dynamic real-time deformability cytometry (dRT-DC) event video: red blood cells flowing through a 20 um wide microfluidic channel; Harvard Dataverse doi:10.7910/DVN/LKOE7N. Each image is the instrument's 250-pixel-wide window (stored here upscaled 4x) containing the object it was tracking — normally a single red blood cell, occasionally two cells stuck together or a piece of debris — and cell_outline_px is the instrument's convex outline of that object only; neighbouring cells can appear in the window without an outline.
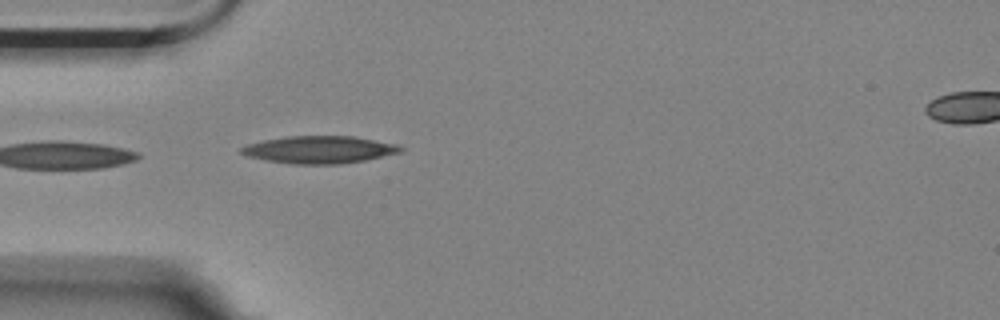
{"species": "Egyptian fruit bat (a non-hibernating species)", "species_latin": "Rousettus aegyptiacus", "temperature_condition": "room temperature", "stored_images_in_passage": 2, "segment_of_instrument_passage": [1, 2], "camera_frame_rate_fps": 3000, "um_per_image_px": 0.085, "animal": {"sex": "female"}, "frame": {"image": 1, "passage_image": 1, "time_ms": 0.0, "image_size_px": [1000, 320], "cell_outline_px": [[404, 152], [364, 160], [340, 164], [292, 164], [268, 160], [248, 156], [240, 152], [240, 148], [248, 144], [264, 140], [288, 136], [352, 136], [396, 144], [404, 148]], "centroid_in_image_um": [27.18, 12.72], "position_along_channel_um": 57.8, "area_um2": 25.26}}